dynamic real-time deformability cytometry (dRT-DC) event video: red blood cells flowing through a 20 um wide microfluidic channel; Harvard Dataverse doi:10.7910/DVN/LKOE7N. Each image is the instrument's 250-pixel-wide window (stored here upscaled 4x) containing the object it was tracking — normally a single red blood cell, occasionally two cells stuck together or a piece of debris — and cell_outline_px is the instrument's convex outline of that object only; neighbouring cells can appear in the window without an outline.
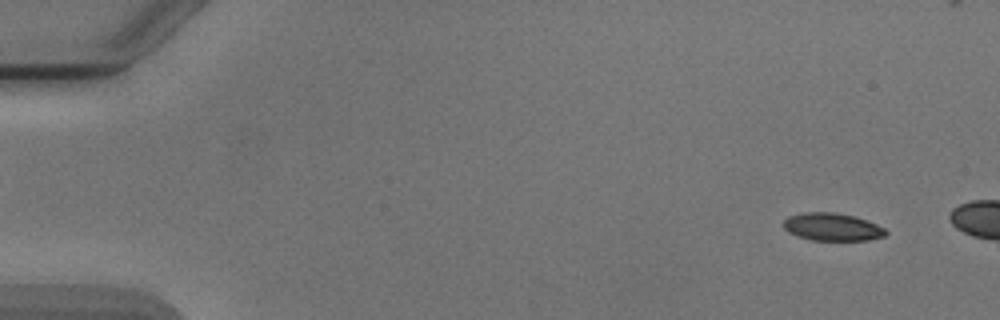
{"species": "Egyptian fruit bat (a non-hibernating species)", "species_latin": "Rousettus aegyptiacus", "temperature_condition": "cold", "stored_images_in_passage": 5, "segment_of_instrument_passage": [2, 2], "camera_frame_rate_fps": 3000, "um_per_image_px": 0.085, "animal": {"sex": "male"}, "frame": {"image": 1, "passage_image": 5, "time_ms": 5.333, "image_size_px": [1000, 320], "cell_outline_px": [[888, 232], [884, 236], [868, 240], [812, 240], [788, 232], [784, 228], [784, 220], [788, 216], [804, 212], [832, 212], [856, 216], [876, 224], [884, 228]], "centroid_in_image_um": [70.75, 19.28], "position_along_channel_um": 14.3, "area_um2": 16.42}}